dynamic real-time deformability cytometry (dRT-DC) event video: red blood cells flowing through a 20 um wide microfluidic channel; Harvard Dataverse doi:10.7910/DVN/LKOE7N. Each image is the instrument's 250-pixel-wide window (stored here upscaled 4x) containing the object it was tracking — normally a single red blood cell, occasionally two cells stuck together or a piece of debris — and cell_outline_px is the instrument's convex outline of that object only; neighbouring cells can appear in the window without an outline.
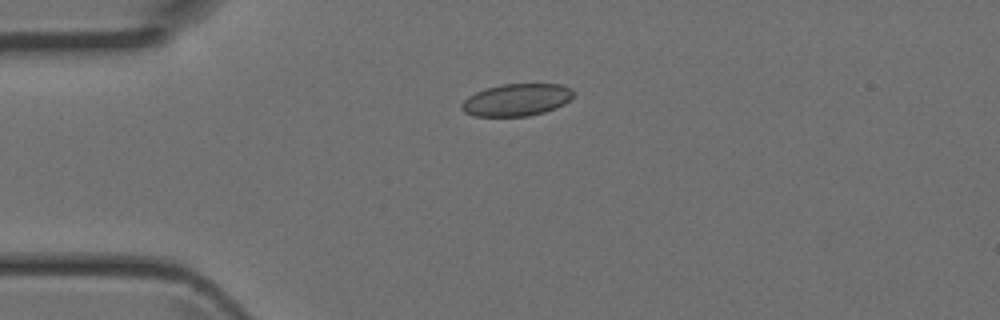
{"species": "Egyptian fruit bat (a non-hibernating species)", "species_latin": "Rousettus aegyptiacus", "temperature_condition": "room temperature", "stored_images_in_passage": 3, "camera_frame_rate_fps": 3000, "um_per_image_px": 0.085, "animal": {"sex": "female"}, "frame": {"image": 1, "passage_image": 2, "time_ms": 0.333, "image_size_px": [1000, 320], "cell_outline_px": [[576, 92], [564, 104], [556, 108], [544, 112], [528, 116], [476, 116], [464, 112], [460, 108], [460, 104], [468, 96], [476, 92], [488, 88], [504, 84], [560, 84], [572, 88]], "centroid_in_image_um": [43.92, 8.49], "position_along_channel_um": 41.1, "area_um2": 20.98}}